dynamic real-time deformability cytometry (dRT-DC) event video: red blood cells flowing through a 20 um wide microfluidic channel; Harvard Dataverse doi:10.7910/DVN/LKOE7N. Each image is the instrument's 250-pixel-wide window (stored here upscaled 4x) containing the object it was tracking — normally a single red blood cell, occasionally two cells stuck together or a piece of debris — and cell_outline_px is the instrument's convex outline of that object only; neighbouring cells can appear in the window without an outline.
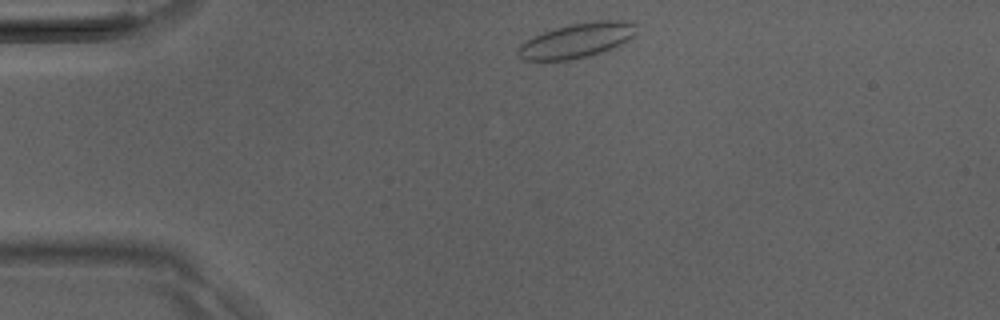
{"species": "Egyptian fruit bat (a non-hibernating species)", "species_latin": "Rousettus aegyptiacus", "temperature_condition": "room temperature", "stored_images_in_passage": 32, "camera_frame_rate_fps": 3000, "um_per_image_px": 0.085, "animal": {"sex": "male"}, "frame": {"image": 1, "passage_image": 1, "time_ms": 0.0, "image_size_px": [1000, 320], "cell_outline_px": [[636, 32], [628, 40], [612, 48], [588, 56], [568, 60], [524, 60], [516, 52], [516, 48], [520, 44], [544, 32], [556, 28], [572, 24], [596, 20], [620, 20], [636, 24]], "centroid_in_image_um": [49.02, 3.44], "position_along_channel_um": 36.0, "area_um2": 23.52}}
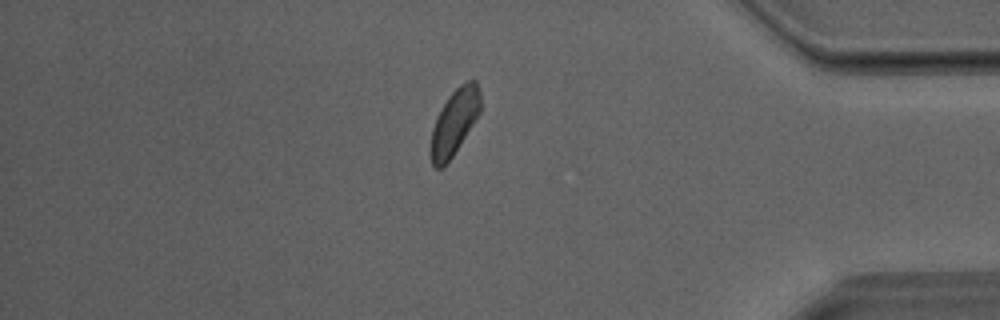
{"frame": {"image": 2, "passage_image": 26, "time_ms": 8.333, "image_size_px": [1000, 320], "cell_outline_px": [[480, 112], [452, 156], [444, 168], [432, 168], [428, 152], [428, 148], [432, 128], [436, 116], [440, 108], [448, 96], [460, 84], [468, 80], [476, 80], [480, 92]], "centroid_in_image_um": [38.56, 10.42], "position_along_channel_um": 396.6, "area_um2": 19.36}}
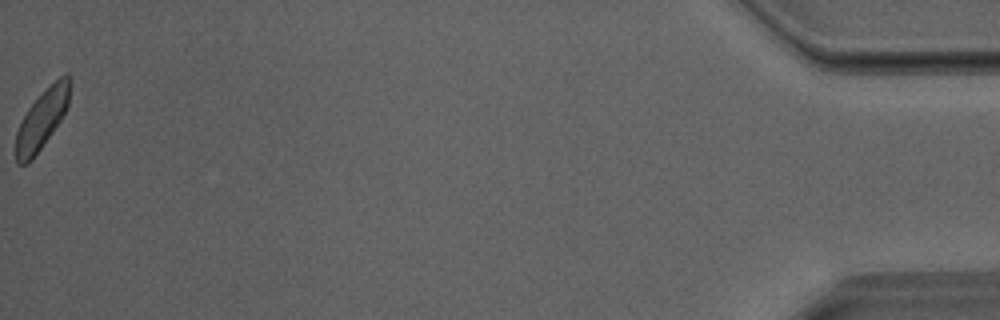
{"frame": {"image": 3, "passage_image": 32, "time_ms": 10.333, "image_size_px": [1000, 320], "cell_outline_px": [[72, 80], [68, 104], [60, 120], [40, 148], [24, 164], [16, 164], [16, 132], [28, 108], [64, 72], [68, 72]], "centroid_in_image_um": [3.6, 10.06], "position_along_channel_um": 431.6, "area_um2": 17.92}}